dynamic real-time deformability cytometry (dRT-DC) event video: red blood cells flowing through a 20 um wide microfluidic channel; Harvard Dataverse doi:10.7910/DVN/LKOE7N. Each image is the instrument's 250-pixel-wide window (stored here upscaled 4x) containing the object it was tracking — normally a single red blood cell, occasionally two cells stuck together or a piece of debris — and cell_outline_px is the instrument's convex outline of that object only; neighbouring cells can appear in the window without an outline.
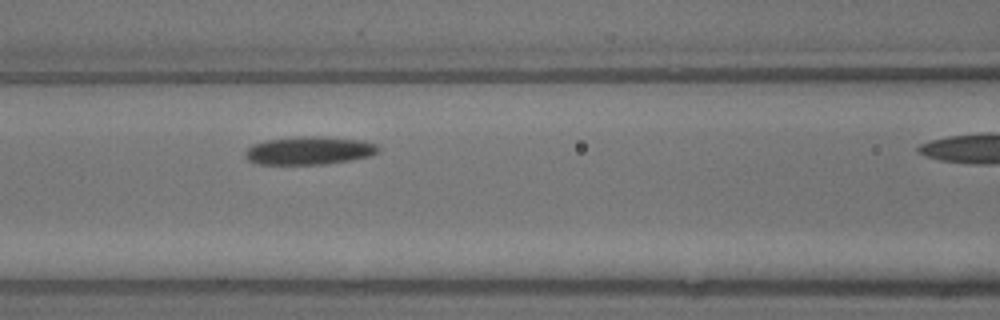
{"species": "common noctule bat (a hibernating species)", "species_latin": "Nyctalus noctula", "temperature_condition": "warm", "stored_images_in_passage": 6, "segment_of_instrument_passage": [1, 2], "camera_frame_rate_fps": 3000, "um_per_image_px": 0.085, "animal": {"sex": "male", "body_mass_g": 13.3}, "frame": {"image": 1, "passage_image": 5, "time_ms": 1.333, "image_size_px": [1000, 320], "cell_outline_px": [[380, 152], [368, 156], [348, 160], [324, 164], [256, 164], [248, 160], [244, 156], [244, 152], [252, 144], [264, 140], [296, 136], [324, 136], [364, 140], [376, 144], [380, 148]], "centroid_in_image_um": [26.26, 12.78], "position_along_channel_um": 140.3, "area_um2": 22.08}}